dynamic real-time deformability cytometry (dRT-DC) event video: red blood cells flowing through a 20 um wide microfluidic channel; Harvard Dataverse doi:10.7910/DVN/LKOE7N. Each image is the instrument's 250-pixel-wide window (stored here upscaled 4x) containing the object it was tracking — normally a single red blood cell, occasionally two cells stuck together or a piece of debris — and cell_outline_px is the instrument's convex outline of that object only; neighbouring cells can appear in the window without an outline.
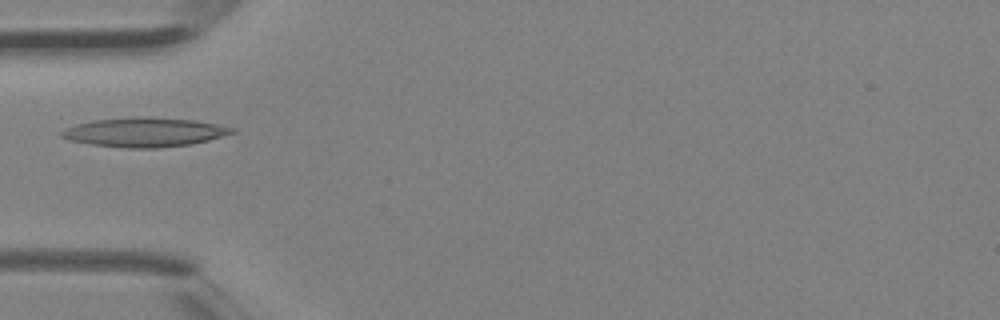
{"species": "Egyptian fruit bat (a non-hibernating species)", "species_latin": "Rousettus aegyptiacus", "temperature_condition": "room temperature", "stored_images_in_passage": 40, "camera_frame_rate_fps": 3000, "um_per_image_px": 0.085, "animal": {"sex": "female"}, "frame": {"image": 1, "passage_image": 13, "time_ms": 4.0, "image_size_px": [1000, 320], "cell_outline_px": [[236, 132], [208, 140], [192, 144], [156, 148], [124, 148], [88, 144], [72, 140], [60, 136], [60, 132], [76, 124], [96, 120], [192, 120], [216, 124], [236, 128]], "centroid_in_image_um": [12.31, 11.3], "position_along_channel_um": 72.7, "area_um2": 27.46}}
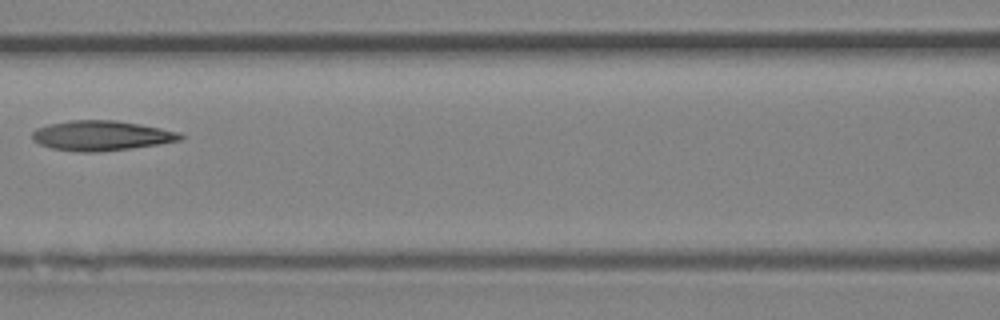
{"frame": {"image": 2, "passage_image": 18, "time_ms": 5.667, "image_size_px": [1000, 320], "cell_outline_px": [[184, 136], [180, 140], [160, 144], [100, 152], [80, 152], [52, 148], [40, 144], [32, 140], [32, 132], [36, 128], [48, 124], [72, 120], [116, 120], [140, 124], [160, 128], [176, 132]], "centroid_in_image_um": [8.58, 11.53], "position_along_channel_um": 158.0, "area_um2": 25.72}}
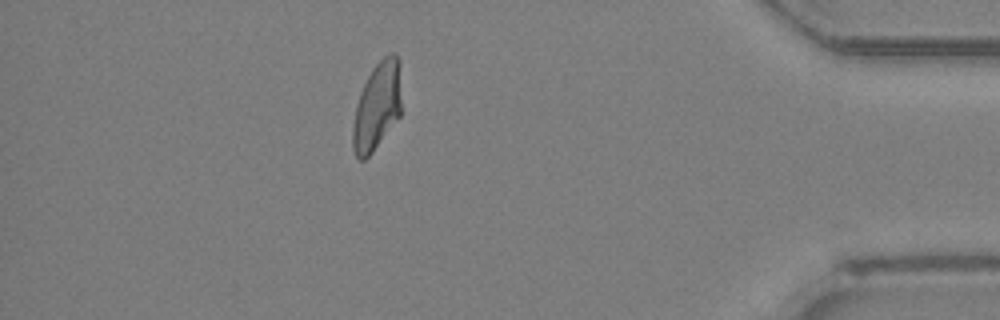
{"frame": {"image": 3, "passage_image": 35, "time_ms": 11.333, "image_size_px": [1000, 320], "cell_outline_px": [[400, 116], [372, 152], [364, 160], [360, 160], [356, 156], [352, 148], [352, 128], [356, 104], [360, 92], [372, 68], [384, 56], [392, 52], [396, 52], [400, 60]], "centroid_in_image_um": [32.05, 9.01], "position_along_channel_um": 403.2, "area_um2": 24.97}}